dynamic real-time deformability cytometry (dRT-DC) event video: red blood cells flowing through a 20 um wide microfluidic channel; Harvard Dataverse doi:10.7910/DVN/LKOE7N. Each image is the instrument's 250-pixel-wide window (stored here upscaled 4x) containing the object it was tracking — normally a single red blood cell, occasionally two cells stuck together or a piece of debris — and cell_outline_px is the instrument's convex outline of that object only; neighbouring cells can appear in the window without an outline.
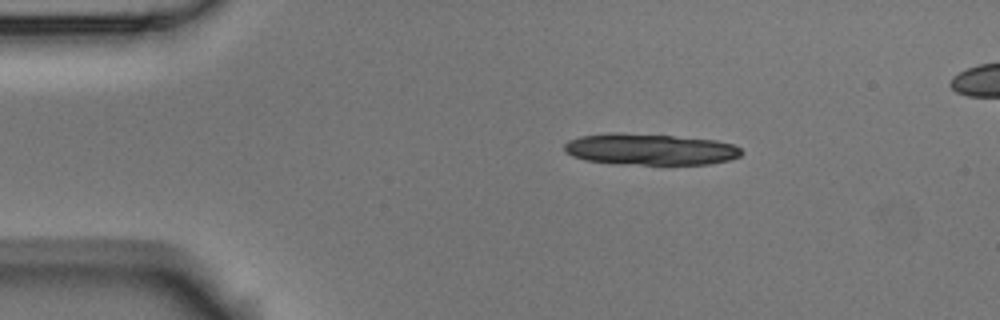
{"species": "Egyptian fruit bat (a non-hibernating species)", "species_latin": "Rousettus aegyptiacus", "temperature_condition": "room temperature", "stored_images_in_passage": 5, "camera_frame_rate_fps": 3000, "um_per_image_px": 0.085, "animal": {"sex": "male"}, "frame": {"image": 1, "passage_image": 2, "time_ms": 1.0, "image_size_px": [1000, 320], "cell_outline_px": [[744, 152], [740, 156], [728, 160], [708, 164], [616, 164], [584, 160], [572, 156], [564, 152], [564, 144], [568, 140], [580, 136], [612, 132], [616, 132], [672, 136], [716, 140], [732, 144], [740, 148]], "centroid_in_image_um": [55.2, 12.69], "position_along_channel_um": 29.8, "area_um2": 32.48}}